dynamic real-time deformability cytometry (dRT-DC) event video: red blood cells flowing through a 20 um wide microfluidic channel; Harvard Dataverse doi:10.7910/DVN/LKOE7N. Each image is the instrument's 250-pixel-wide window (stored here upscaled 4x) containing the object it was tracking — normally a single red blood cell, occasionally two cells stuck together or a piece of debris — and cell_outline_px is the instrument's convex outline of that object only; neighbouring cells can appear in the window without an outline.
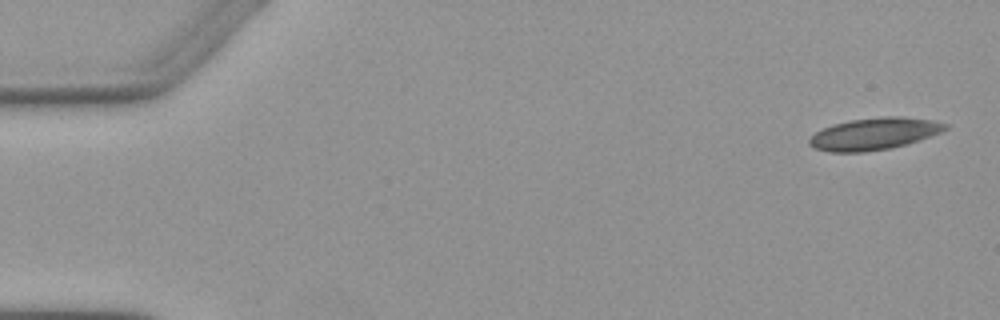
{"species": "Egyptian fruit bat (a non-hibernating species)", "species_latin": "Rousettus aegyptiacus", "temperature_condition": "warm", "stored_images_in_passage": 4, "camera_frame_rate_fps": 3000, "um_per_image_px": 0.085, "animal": {"sex": "female"}, "frame": {"image": 1, "passage_image": 1, "time_ms": 0.0, "image_size_px": [1000, 320], "cell_outline_px": [[948, 128], [940, 132], [920, 140], [908, 144], [892, 148], [864, 152], [828, 152], [816, 148], [808, 144], [808, 140], [816, 132], [832, 124], [848, 120], [884, 116], [900, 116], [932, 120], [948, 124]], "centroid_in_image_um": [74.31, 11.37], "position_along_channel_um": 10.7, "area_um2": 25.43}}
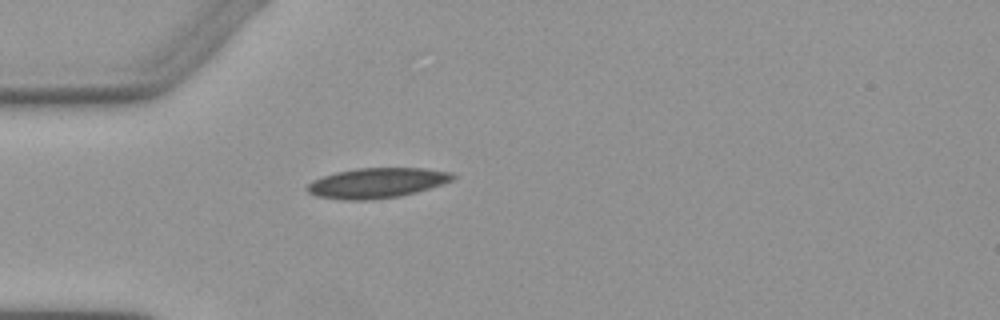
{"frame": {"image": 2, "passage_image": 4, "time_ms": 4.333, "image_size_px": [1000, 320], "cell_outline_px": [[456, 176], [452, 180], [416, 192], [400, 196], [372, 200], [344, 200], [316, 196], [308, 192], [304, 188], [312, 180], [336, 172], [356, 168], [424, 168], [452, 172]], "centroid_in_image_um": [32.0, 15.55], "position_along_channel_um": 53.0, "area_um2": 25.55}}